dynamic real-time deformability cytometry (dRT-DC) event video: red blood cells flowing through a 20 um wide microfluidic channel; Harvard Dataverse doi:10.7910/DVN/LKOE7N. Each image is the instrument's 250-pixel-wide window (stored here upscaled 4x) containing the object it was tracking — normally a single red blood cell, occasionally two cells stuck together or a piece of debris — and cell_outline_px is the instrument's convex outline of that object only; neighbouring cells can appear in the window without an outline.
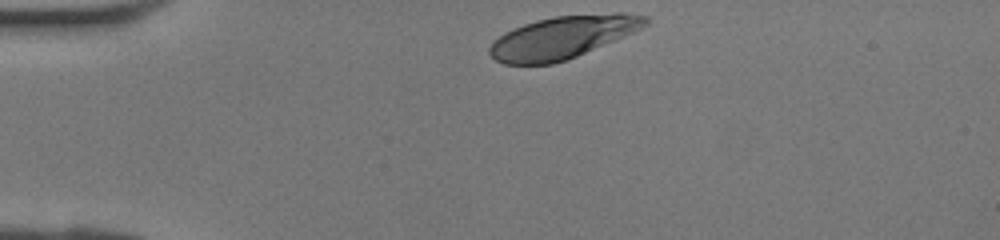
{"species": "human", "species_latin": "Homo sapiens", "temperature_condition": "room temperature", "stored_images_in_passage": 27, "camera_frame_rate_fps": 3000, "um_per_image_px": 0.085, "donor": {"sex": "female"}, "frame": {"image": 1, "passage_image": 1, "time_ms": 0.0, "image_size_px": [1000, 240], "cell_outline_px": [[648, 24], [624, 36], [576, 56], [552, 64], [504, 64], [496, 60], [488, 52], [488, 48], [492, 40], [504, 32], [524, 24], [536, 20], [552, 16], [616, 12], [624, 12], [648, 16]], "centroid_in_image_um": [47.79, 3.15], "position_along_channel_um": 37.2, "area_um2": 38.55}}
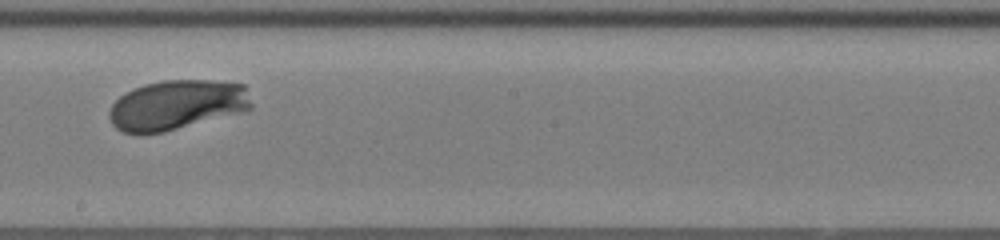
{"frame": {"image": 2, "passage_image": 16, "time_ms": 5.0, "image_size_px": [1000, 240], "cell_outline_px": [[252, 108], [244, 112], [164, 132], [124, 132], [116, 128], [112, 124], [108, 116], [108, 112], [112, 104], [120, 96], [132, 88], [144, 84], [164, 80], [212, 80], [244, 84], [252, 104]], "centroid_in_image_um": [15.05, 8.9], "position_along_channel_um": 233.1, "area_um2": 41.33}}
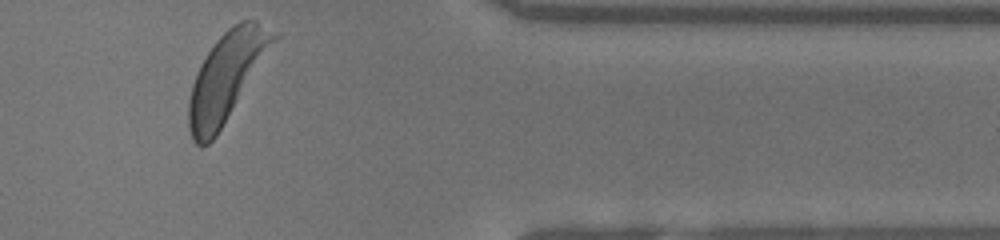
{"frame": {"image": 3, "passage_image": 27, "time_ms": 8.667, "image_size_px": [1000, 240], "cell_outline_px": [[280, 36], [216, 136], [208, 144], [200, 148], [192, 140], [188, 128], [188, 104], [192, 84], [200, 64], [216, 40], [228, 28], [240, 20], [256, 20], [280, 32]], "centroid_in_image_um": [19.27, 6.5], "position_along_channel_um": 392.1, "area_um2": 43.64}}